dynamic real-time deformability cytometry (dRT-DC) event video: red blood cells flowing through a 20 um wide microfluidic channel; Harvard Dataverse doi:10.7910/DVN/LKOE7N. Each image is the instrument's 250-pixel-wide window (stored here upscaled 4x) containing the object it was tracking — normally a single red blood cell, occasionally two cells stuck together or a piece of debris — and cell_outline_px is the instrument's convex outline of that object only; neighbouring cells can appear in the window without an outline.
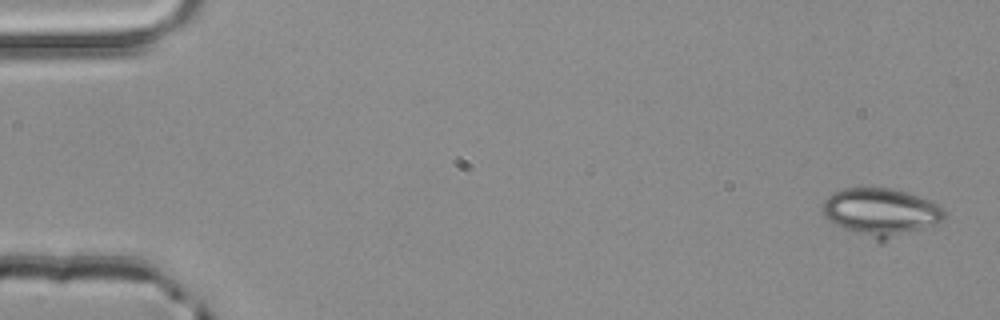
{"species": "common noctule bat (a hibernating species)", "species_latin": "Nyctalus noctula", "temperature_condition": "room temperature", "stored_images_in_passage": 6, "camera_frame_rate_fps": 3000, "um_per_image_px": 0.085, "animal": {"sex": "male", "body_mass_g": 20.4}, "frame": {"image": 1, "passage_image": 1, "time_ms": 0.0, "image_size_px": [1000, 320], "cell_outline_px": [[944, 216], [936, 224], [880, 244], [844, 228], [828, 220], [824, 216], [824, 200], [828, 196], [844, 188], [892, 188], [920, 196], [944, 208]], "centroid_in_image_um": [74.89, 18.06], "position_along_channel_um": 10.1, "area_um2": 33.99}}